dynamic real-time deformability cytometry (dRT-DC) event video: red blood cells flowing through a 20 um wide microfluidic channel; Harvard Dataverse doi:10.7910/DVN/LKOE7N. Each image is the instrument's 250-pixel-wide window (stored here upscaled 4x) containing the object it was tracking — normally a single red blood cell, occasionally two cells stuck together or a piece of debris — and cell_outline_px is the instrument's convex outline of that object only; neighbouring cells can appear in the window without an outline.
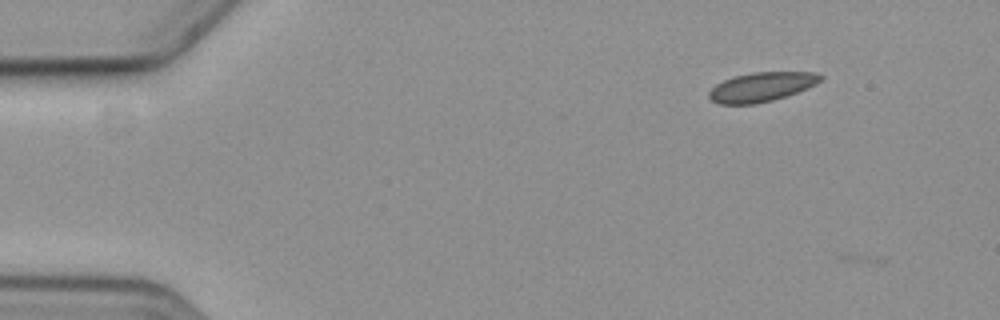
{"species": "common noctule bat (a hibernating species)", "species_latin": "Nyctalus noctula", "temperature_condition": "cold", "stored_images_in_passage": 3, "camera_frame_rate_fps": 3000, "um_per_image_px": 0.085, "animal": {"sex": "female", "body_mass_g": 19.3, "forearm_length_mm": 54.1}, "frame": {"image": 1, "passage_image": 2, "time_ms": 1.0, "image_size_px": [1000, 320], "cell_outline_px": [[824, 76], [816, 84], [808, 88], [772, 100], [756, 104], [716, 104], [708, 96], [708, 92], [716, 84], [732, 76], [752, 72], [816, 72]], "centroid_in_image_um": [64.71, 7.38], "position_along_channel_um": 20.3, "area_um2": 19.07}}